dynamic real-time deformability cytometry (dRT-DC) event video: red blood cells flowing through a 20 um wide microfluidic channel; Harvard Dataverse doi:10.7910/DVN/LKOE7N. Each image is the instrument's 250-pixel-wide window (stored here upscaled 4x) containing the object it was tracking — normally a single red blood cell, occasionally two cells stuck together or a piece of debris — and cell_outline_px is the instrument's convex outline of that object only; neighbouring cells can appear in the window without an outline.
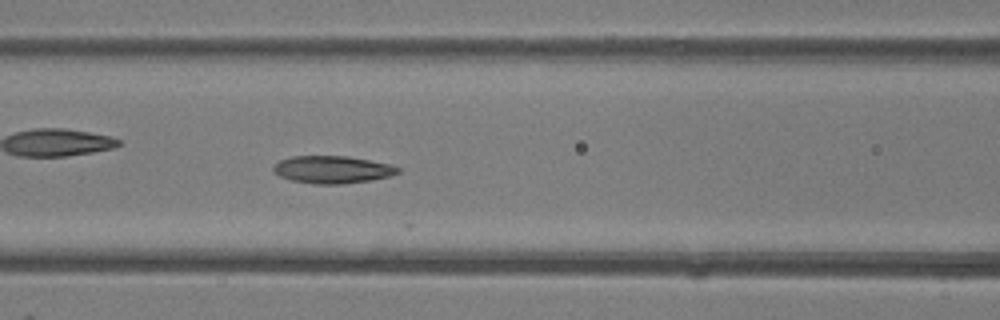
{"species": "common noctule bat (a hibernating species)", "species_latin": "Nyctalus noctula", "temperature_condition": "room temperature", "stored_images_in_passage": 23, "camera_frame_rate_fps": 3000, "um_per_image_px": 0.085, "animal": {"sex": "female"}, "frame": {"image": 1, "passage_image": 19, "time_ms": 6.0, "image_size_px": [1000, 320], "cell_outline_px": [[400, 172], [388, 176], [368, 180], [344, 184], [316, 184], [292, 180], [280, 176], [272, 168], [280, 160], [292, 156], [348, 156], [388, 164], [400, 168]], "centroid_in_image_um": [28.24, 14.41], "position_along_channel_um": 138.4, "area_um2": 19.59}}